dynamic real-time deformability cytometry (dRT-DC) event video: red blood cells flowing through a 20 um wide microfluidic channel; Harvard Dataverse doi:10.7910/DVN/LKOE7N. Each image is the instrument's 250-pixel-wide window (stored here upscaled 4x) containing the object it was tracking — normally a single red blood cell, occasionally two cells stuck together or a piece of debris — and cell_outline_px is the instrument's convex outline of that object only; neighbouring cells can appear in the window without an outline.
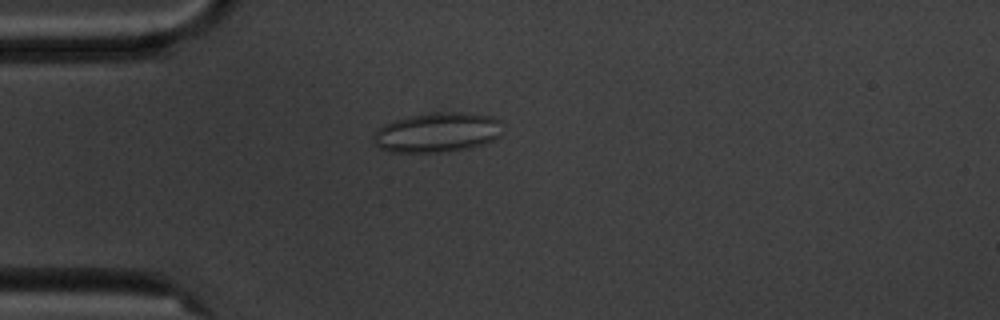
{"species": "common noctule bat (a hibernating species)", "species_latin": "Nyctalus noctula", "temperature_condition": "cold", "stored_images_in_passage": 5, "camera_frame_rate_fps": 3000, "um_per_image_px": 0.085, "animal": {"sex": "male", "body_mass_g": 20.1, "forearm_length_mm": 53.5}, "frame": {"image": 1, "passage_image": 3, "time_ms": 2.333, "image_size_px": [1000, 320], "cell_outline_px": [[500, 136], [484, 144], [468, 148], [448, 152], [388, 152], [376, 148], [372, 136], [384, 124], [408, 116], [436, 112], [464, 112], [492, 116], [500, 120]], "centroid_in_image_um": [37.15, 11.26], "position_along_channel_um": 47.9, "area_um2": 30.06}}
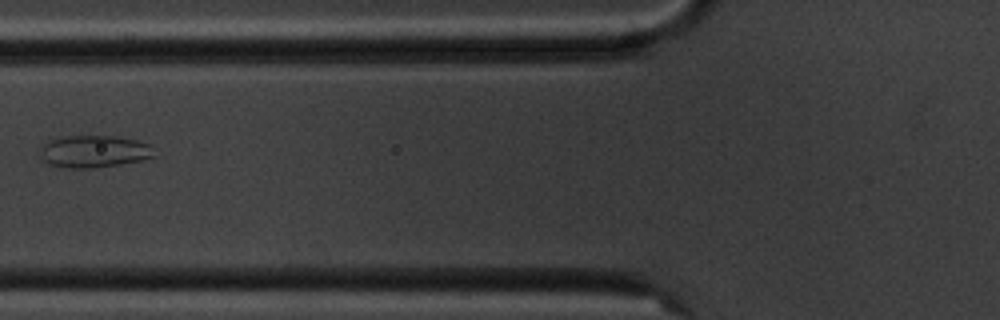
{"frame": {"image": 2, "passage_image": 5, "time_ms": 4.667, "image_size_px": [1000, 320], "cell_outline_px": [[156, 156], [140, 160], [120, 164], [96, 168], [60, 168], [44, 160], [40, 156], [40, 148], [48, 140], [68, 136], [112, 136], [136, 140], [148, 144]], "centroid_in_image_um": [7.96, 12.88], "position_along_channel_um": 117.8, "area_um2": 21.27}}